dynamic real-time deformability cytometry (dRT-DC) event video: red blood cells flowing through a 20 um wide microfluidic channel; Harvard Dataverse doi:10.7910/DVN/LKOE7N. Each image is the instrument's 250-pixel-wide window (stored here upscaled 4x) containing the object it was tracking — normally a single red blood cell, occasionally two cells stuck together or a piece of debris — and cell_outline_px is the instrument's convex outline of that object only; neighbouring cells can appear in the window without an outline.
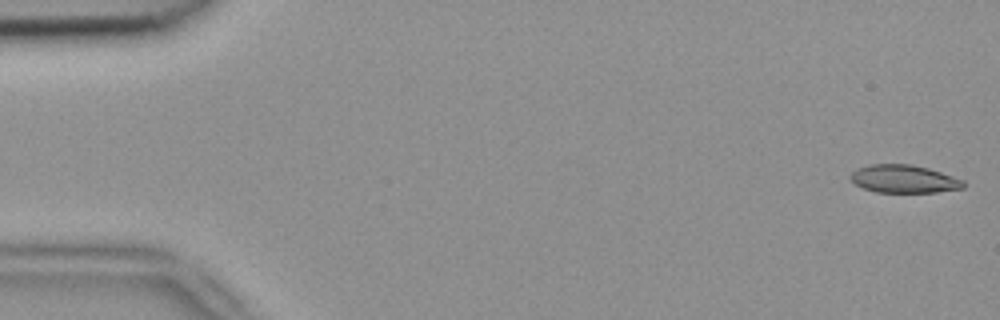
{"species": "common noctule bat (a hibernating species)", "species_latin": "Nyctalus noctula", "temperature_condition": "room temperature", "stored_images_in_passage": 5, "camera_frame_rate_fps": 3000, "um_per_image_px": 0.085, "animal": {"sex": "female", "body_mass_g": 18.4}, "frame": {"image": 1, "passage_image": 1, "time_ms": 0.0, "image_size_px": [1000, 320], "cell_outline_px": [[964, 188], [936, 192], [876, 192], [864, 188], [856, 184], [848, 176], [856, 168], [868, 164], [912, 164], [928, 168], [964, 180]], "centroid_in_image_um": [76.81, 15.2], "position_along_channel_um": 8.2, "area_um2": 18.38}}
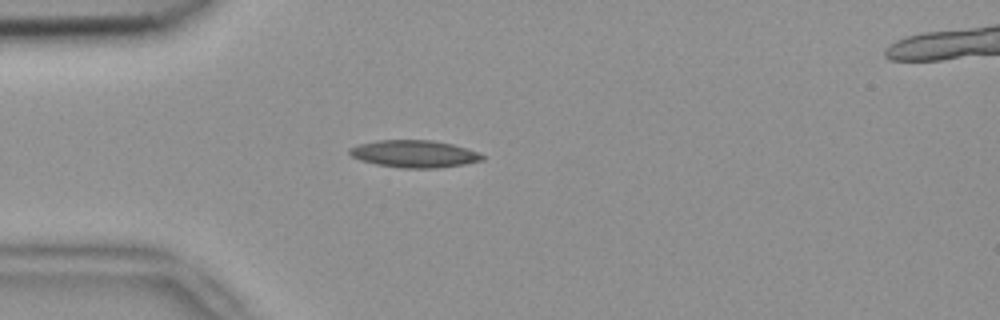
{"frame": {"image": 2, "passage_image": 4, "time_ms": 1.0, "image_size_px": [1000, 320], "cell_outline_px": [[484, 160], [464, 164], [436, 168], [400, 168], [376, 164], [360, 160], [352, 156], [348, 152], [348, 148], [360, 144], [376, 140], [432, 140], [452, 144], [468, 148], [484, 156]], "centroid_in_image_um": [35.2, 13.07], "position_along_channel_um": 49.8, "area_um2": 21.1}}